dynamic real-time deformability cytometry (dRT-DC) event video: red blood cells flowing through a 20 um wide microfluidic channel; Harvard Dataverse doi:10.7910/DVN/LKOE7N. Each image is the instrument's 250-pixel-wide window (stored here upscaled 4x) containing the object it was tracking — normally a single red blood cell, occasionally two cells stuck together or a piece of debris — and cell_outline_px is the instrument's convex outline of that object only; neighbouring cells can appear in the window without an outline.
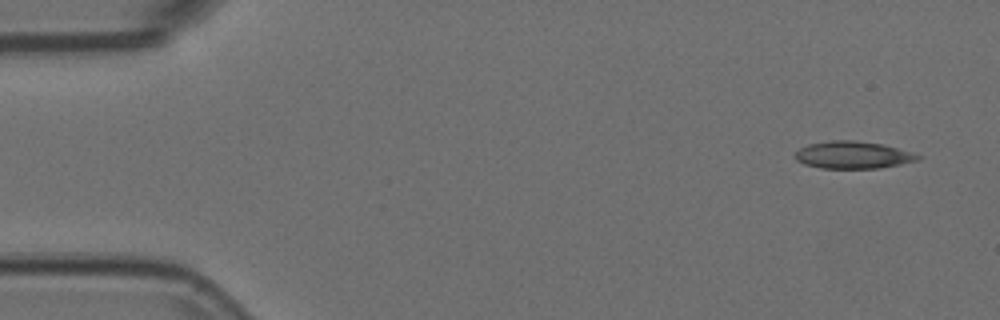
{"species": "Egyptian fruit bat (a non-hibernating species)", "species_latin": "Rousettus aegyptiacus", "temperature_condition": "room temperature", "stored_images_in_passage": 5, "camera_frame_rate_fps": 3000, "um_per_image_px": 0.085, "animal": {"sex": "female"}, "frame": {"image": 1, "passage_image": 1, "time_ms": 0.0, "image_size_px": [1000, 320], "cell_outline_px": [[920, 156], [916, 160], [900, 164], [880, 168], [820, 168], [804, 164], [796, 160], [792, 156], [800, 148], [808, 144], [832, 140], [856, 140], [884, 144]], "centroid_in_image_um": [72.41, 13.17], "position_along_channel_um": 12.6, "area_um2": 19.36}}
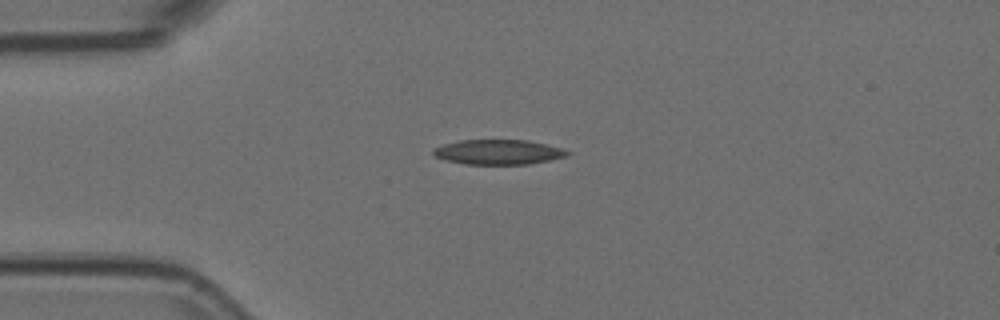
{"frame": {"image": 2, "passage_image": 4, "time_ms": 1.0, "image_size_px": [1000, 320], "cell_outline_px": [[572, 152], [568, 156], [528, 164], [464, 164], [444, 160], [432, 156], [432, 148], [444, 144], [460, 140], [528, 140], [560, 148]], "centroid_in_image_um": [42.3, 12.93], "position_along_channel_um": 42.7, "area_um2": 19.48}}